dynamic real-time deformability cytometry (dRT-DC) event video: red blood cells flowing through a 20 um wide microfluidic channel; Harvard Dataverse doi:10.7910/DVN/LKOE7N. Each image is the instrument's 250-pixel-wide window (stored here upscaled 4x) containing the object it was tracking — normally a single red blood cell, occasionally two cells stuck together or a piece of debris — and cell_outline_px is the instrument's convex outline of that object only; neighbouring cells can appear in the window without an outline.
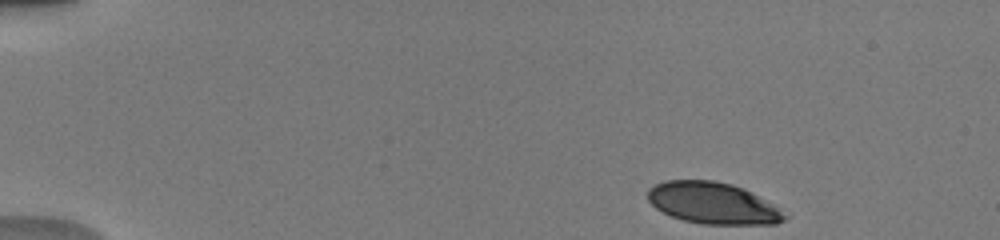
{"species": "human", "species_latin": "Homo sapiens", "temperature_condition": "warm", "stored_images_in_passage": 25, "camera_frame_rate_fps": 3000, "um_per_image_px": 0.085, "donor": {"sex": "male"}, "frame": {"image": 1, "passage_image": 1, "time_ms": 0.0, "image_size_px": [1000, 240], "cell_outline_px": [[788, 216], [784, 220], [776, 224], [700, 224], [684, 220], [672, 216], [656, 208], [648, 200], [648, 188], [664, 180], [712, 180], [732, 184], [744, 188], [776, 208]], "centroid_in_image_um": [60.54, 17.26], "position_along_channel_um": 24.5, "area_um2": 32.71}}
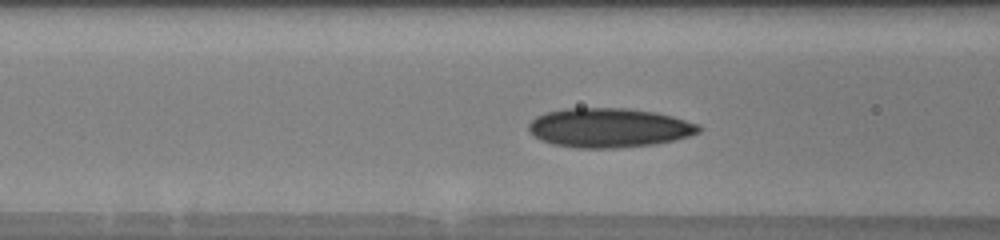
{"frame": {"image": 2, "passage_image": 16, "time_ms": 5.0, "image_size_px": [1000, 240], "cell_outline_px": [[700, 132], [688, 136], [672, 140], [652, 144], [616, 148], [580, 148], [552, 144], [540, 140], [528, 128], [528, 124], [536, 116], [544, 112], [564, 108], [628, 108], [656, 112], [672, 116], [700, 124]], "centroid_in_image_um": [51.75, 10.85], "position_along_channel_um": 114.8, "area_um2": 38.96}}
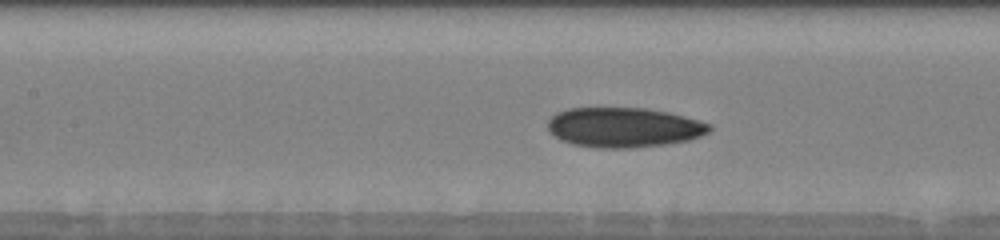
{"frame": {"image": 3, "passage_image": 21, "time_ms": 6.0, "image_size_px": [1000, 240], "cell_outline_px": [[712, 128], [708, 132], [700, 136], [688, 140], [664, 144], [628, 148], [600, 148], [572, 144], [560, 140], [548, 128], [548, 120], [556, 112], [568, 108], [644, 108], [668, 112], [684, 116], [708, 124]], "centroid_in_image_um": [52.98, 10.82], "position_along_channel_um": 154.4, "area_um2": 37.22}}